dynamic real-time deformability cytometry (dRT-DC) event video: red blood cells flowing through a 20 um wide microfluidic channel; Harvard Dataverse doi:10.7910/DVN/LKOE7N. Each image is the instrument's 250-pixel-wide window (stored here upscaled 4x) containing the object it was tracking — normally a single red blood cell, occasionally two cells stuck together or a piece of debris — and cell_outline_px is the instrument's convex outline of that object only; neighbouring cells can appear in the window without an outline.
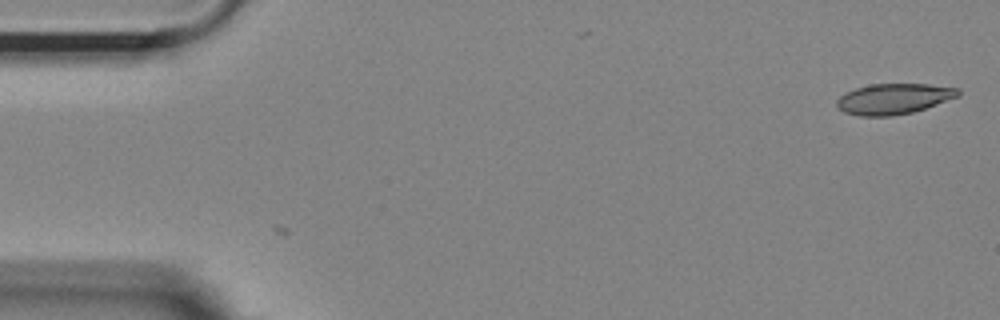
{"species": "Egyptian fruit bat (a non-hibernating species)", "species_latin": "Rousettus aegyptiacus", "temperature_condition": "room temperature", "stored_images_in_passage": 53, "camera_frame_rate_fps": 3000, "um_per_image_px": 0.085, "animal": {"sex": "female"}, "frame": {"image": 1, "passage_image": 1, "time_ms": 0.0, "image_size_px": [1000, 320], "cell_outline_px": [[960, 96], [912, 112], [892, 116], [860, 116], [844, 112], [836, 104], [836, 100], [844, 92], [856, 88], [872, 84], [928, 84], [960, 88]], "centroid_in_image_um": [75.96, 8.39], "position_along_channel_um": 9.0, "area_um2": 21.62}}
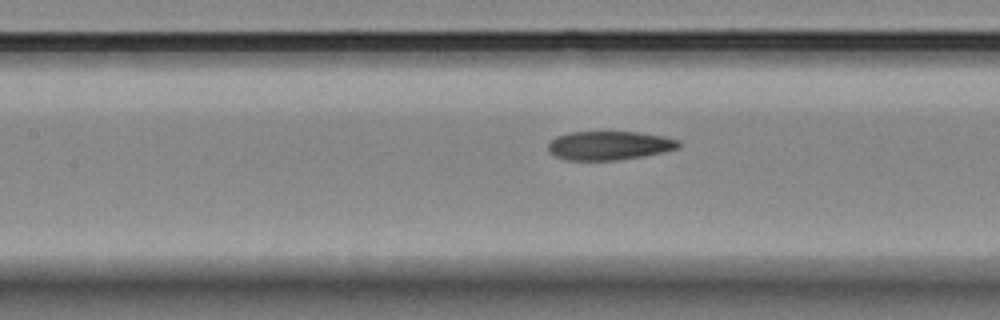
{"frame": {"image": 2, "passage_image": 23, "time_ms": 7.333, "image_size_px": [1000, 320], "cell_outline_px": [[680, 148], [644, 156], [616, 160], [564, 160], [548, 152], [548, 144], [556, 136], [568, 132], [636, 132], [664, 136], [680, 140]], "centroid_in_image_um": [51.78, 12.37], "position_along_channel_um": 155.6, "area_um2": 22.02}}
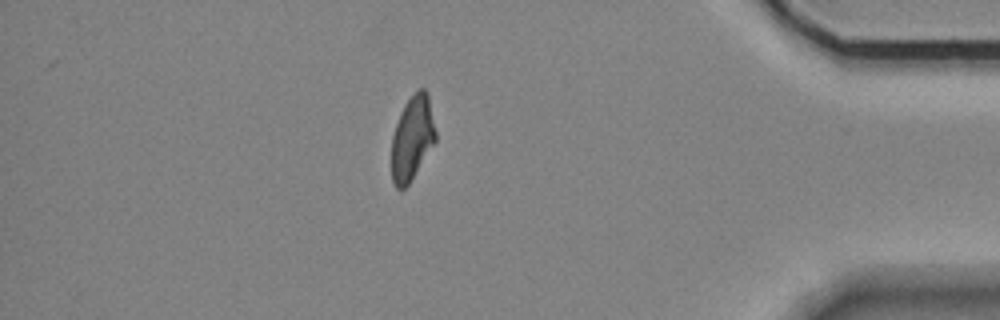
{"frame": {"image": 3, "passage_image": 46, "time_ms": 15.0, "image_size_px": [1000, 320], "cell_outline_px": [[436, 140], [408, 184], [400, 192], [396, 188], [392, 180], [392, 136], [400, 112], [404, 104], [420, 88], [424, 88], [428, 92], [436, 132]], "centroid_in_image_um": [35.03, 11.73], "position_along_channel_um": 400.2, "area_um2": 21.44}, "authors_computed_cell_mechanics": {"area_um2": 22.4264, "velocity_mm_per_s": 3.6907, "shape_relaxation_time_tau1_ms": null, "shape_relaxation_time_tau2_ms": 1.8556, "deformation_change_tau1": null, "deformation_change_tau2": 0.0739}}